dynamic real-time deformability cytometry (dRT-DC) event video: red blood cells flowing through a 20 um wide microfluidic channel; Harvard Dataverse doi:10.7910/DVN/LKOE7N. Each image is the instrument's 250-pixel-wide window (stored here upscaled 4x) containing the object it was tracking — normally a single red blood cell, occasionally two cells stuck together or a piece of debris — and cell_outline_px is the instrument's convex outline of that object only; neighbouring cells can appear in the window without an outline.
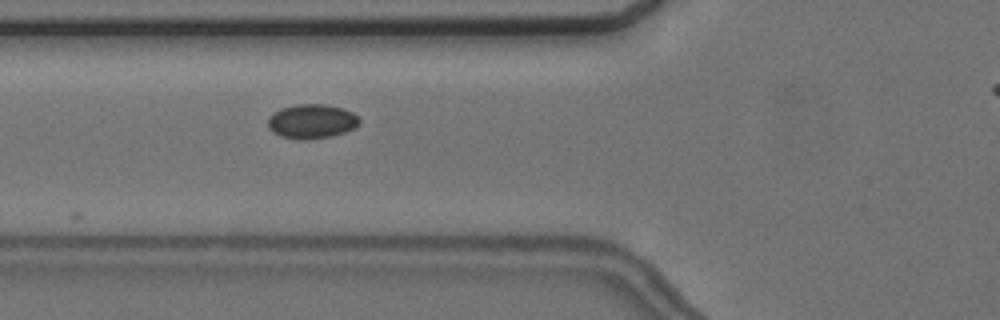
{"species": "common noctule bat (a hibernating species)", "species_latin": "Nyctalus noctula", "temperature_condition": "cold", "stored_images_in_passage": 6, "camera_frame_rate_fps": 3000, "um_per_image_px": 0.085, "animal": {"sex": "female", "body_mass_g": 24.6, "forearm_length_mm": 56.2}, "frame": {"image": 1, "passage_image": 6, "time_ms": 7.0, "image_size_px": [1000, 320], "cell_outline_px": [[360, 124], [344, 132], [332, 136], [308, 140], [300, 140], [280, 136], [272, 132], [268, 128], [268, 116], [272, 112], [280, 108], [296, 104], [324, 104], [344, 108], [360, 116]], "centroid_in_image_um": [26.48, 10.31], "position_along_channel_um": 99.3, "area_um2": 18.67}}